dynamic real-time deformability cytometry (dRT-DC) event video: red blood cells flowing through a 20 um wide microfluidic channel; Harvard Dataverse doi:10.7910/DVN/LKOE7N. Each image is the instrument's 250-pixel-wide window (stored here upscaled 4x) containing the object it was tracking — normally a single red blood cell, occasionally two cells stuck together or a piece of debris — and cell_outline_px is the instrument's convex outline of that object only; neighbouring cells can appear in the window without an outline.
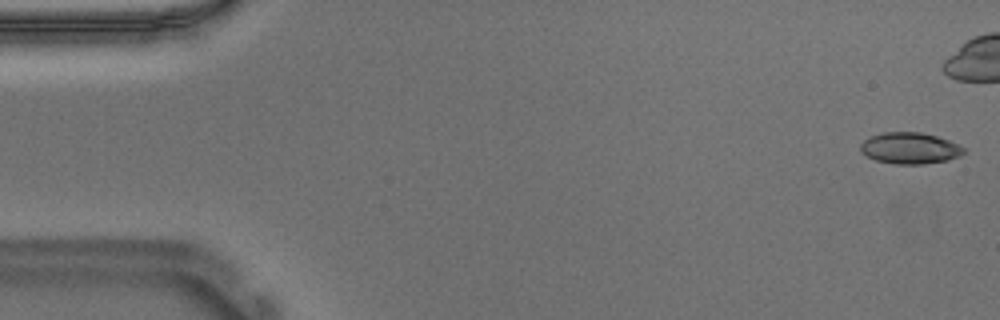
{"species": "Egyptian fruit bat (a non-hibernating species)", "species_latin": "Rousettus aegyptiacus", "temperature_condition": "warm", "stored_images_in_passage": 43, "camera_frame_rate_fps": 3000, "um_per_image_px": 0.085, "animal": {"sex": "male"}, "frame": {"image": 1, "passage_image": 1, "time_ms": 0.0, "image_size_px": [1000, 320], "cell_outline_px": [[964, 152], [960, 156], [948, 160], [924, 164], [896, 164], [876, 160], [860, 152], [860, 144], [864, 140], [872, 136], [884, 132], [920, 132], [936, 136], [948, 140], [964, 148]], "centroid_in_image_um": [77.33, 12.6], "position_along_channel_um": 7.7, "area_um2": 18.73}}
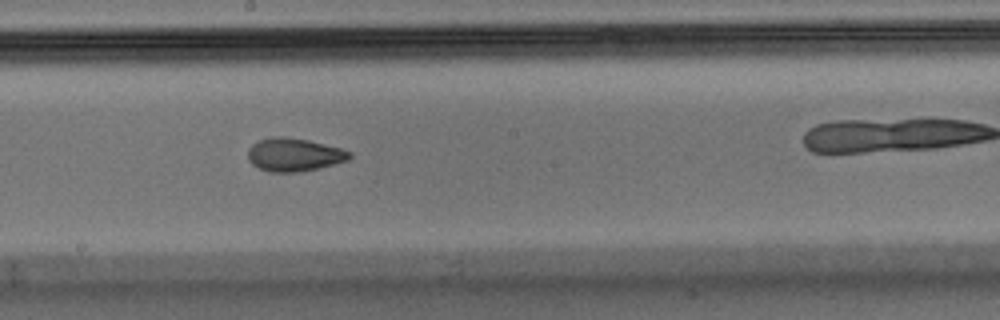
{"frame": {"image": 2, "passage_image": 29, "time_ms": 9.333, "image_size_px": [1000, 320], "cell_outline_px": [[352, 156], [348, 160], [316, 168], [296, 172], [272, 172], [260, 168], [252, 164], [248, 160], [248, 148], [252, 144], [260, 140], [272, 136], [284, 136], [308, 140], [340, 148], [352, 152]], "centroid_in_image_um": [24.98, 13.13], "position_along_channel_um": 223.2, "area_um2": 19.48}}
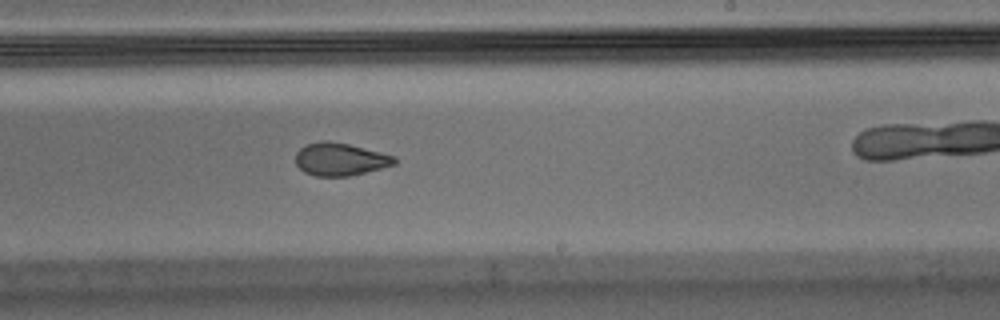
{"frame": {"image": 3, "passage_image": 32, "time_ms": 10.333, "image_size_px": [1000, 320], "cell_outline_px": [[396, 164], [348, 176], [316, 176], [304, 172], [296, 164], [296, 152], [300, 148], [308, 144], [324, 140], [348, 144], [396, 156]], "centroid_in_image_um": [28.9, 13.54], "position_along_channel_um": 260.1, "area_um2": 18.61}}